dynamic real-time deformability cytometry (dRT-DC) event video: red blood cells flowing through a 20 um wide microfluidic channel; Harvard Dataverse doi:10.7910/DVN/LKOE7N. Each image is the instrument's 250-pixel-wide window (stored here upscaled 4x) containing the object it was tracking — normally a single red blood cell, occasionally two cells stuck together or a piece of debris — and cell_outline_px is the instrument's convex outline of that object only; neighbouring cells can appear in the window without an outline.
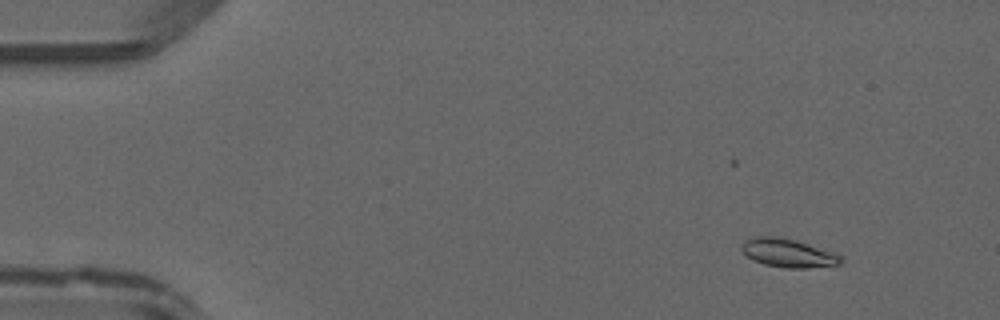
{"species": "common noctule bat (a hibernating species)", "species_latin": "Nyctalus noctula", "temperature_condition": "warm", "stored_images_in_passage": 6, "camera_frame_rate_fps": 3000, "um_per_image_px": 0.085, "animal": {"sex": "male", "forearm_length_mm": 52.5}, "frame": {"image": 1, "passage_image": 6, "time_ms": 1.667, "image_size_px": [1000, 320], "cell_outline_px": [[844, 260], [840, 264], [808, 268], [784, 268], [764, 264], [752, 260], [740, 248], [740, 244], [744, 240], [752, 236], [776, 236], [796, 240], [836, 252], [844, 256]], "centroid_in_image_um": [67.01, 21.5], "position_along_channel_um": 18.0, "area_um2": 16.88}}